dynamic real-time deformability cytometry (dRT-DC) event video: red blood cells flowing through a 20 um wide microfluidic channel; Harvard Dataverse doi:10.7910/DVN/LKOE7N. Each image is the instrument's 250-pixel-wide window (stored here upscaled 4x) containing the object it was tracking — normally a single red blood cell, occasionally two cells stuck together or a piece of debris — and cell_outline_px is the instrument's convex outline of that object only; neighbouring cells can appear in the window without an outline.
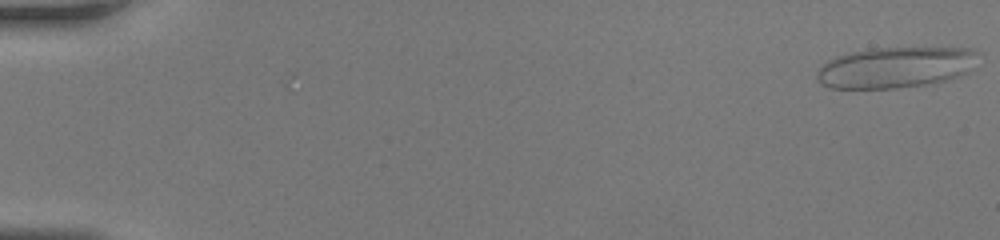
{"species": "human", "species_latin": "Homo sapiens", "temperature_condition": "room temperature", "stored_images_in_passage": 49, "camera_frame_rate_fps": 3000, "um_per_image_px": 0.085, "donor": {"sex": "female"}, "frame": {"image": 1, "passage_image": 1, "time_ms": 0.0, "image_size_px": [1000, 240], "cell_outline_px": [[976, 52], [968, 72], [944, 80], [924, 84], [896, 88], [828, 88], [820, 84], [816, 76], [816, 72], [820, 64], [836, 56], [848, 52], [872, 48], [968, 48]], "centroid_in_image_um": [75.97, 5.73], "position_along_channel_um": 9.0, "area_um2": 38.09}}
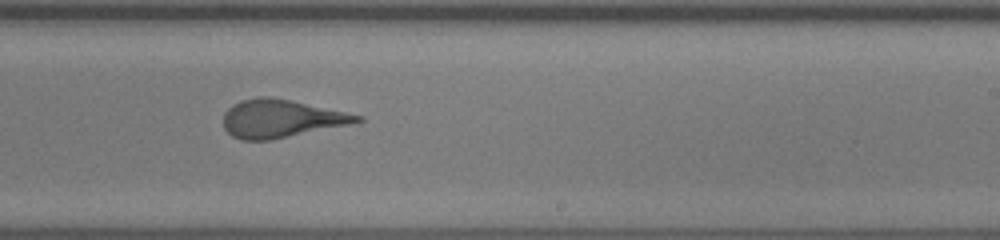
{"frame": {"image": 2, "passage_image": 32, "time_ms": 10.333, "image_size_px": [1000, 240], "cell_outline_px": [[364, 120], [348, 124], [272, 140], [240, 140], [232, 136], [224, 128], [224, 112], [232, 104], [240, 100], [260, 96], [264, 96], [288, 100], [364, 116]], "centroid_in_image_um": [23.83, 10.09], "position_along_channel_um": 265.2, "area_um2": 29.19}}
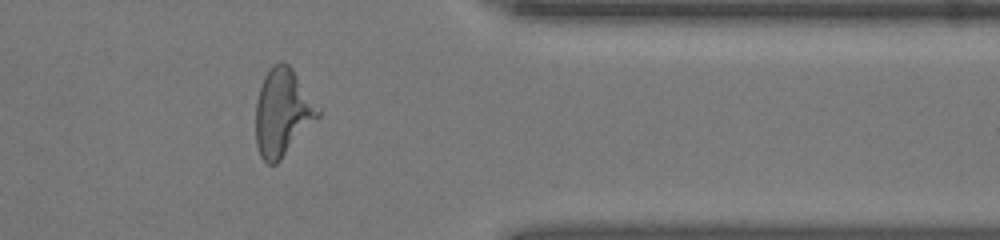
{"frame": {"image": 3, "passage_image": 41, "time_ms": 13.333, "image_size_px": [1000, 240], "cell_outline_px": [[320, 116], [280, 160], [276, 164], [268, 164], [260, 156], [256, 144], [256, 104], [260, 88], [264, 76], [272, 64], [280, 60], [284, 60], [292, 68], [320, 108]], "centroid_in_image_um": [24.01, 9.53], "position_along_channel_um": 387.4, "area_um2": 31.62}}